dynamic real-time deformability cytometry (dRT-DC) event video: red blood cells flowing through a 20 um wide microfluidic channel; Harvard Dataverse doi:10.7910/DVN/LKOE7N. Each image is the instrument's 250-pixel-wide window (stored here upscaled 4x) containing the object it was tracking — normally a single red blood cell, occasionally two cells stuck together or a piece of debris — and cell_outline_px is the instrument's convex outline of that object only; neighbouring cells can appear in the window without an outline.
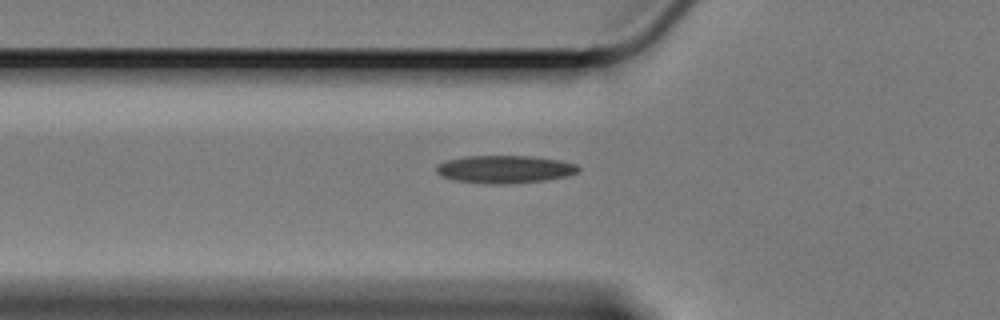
{"species": "Egyptian fruit bat (a non-hibernating species)", "species_latin": "Rousettus aegyptiacus", "temperature_condition": "cold", "stored_images_in_passage": 37, "camera_frame_rate_fps": 3000, "um_per_image_px": 0.085, "animal": {"sex": "female"}, "frame": {"image": 1, "passage_image": 2, "time_ms": 0.333, "image_size_px": [1000, 320], "cell_outline_px": [[580, 172], [568, 176], [544, 180], [504, 184], [484, 184], [456, 180], [440, 176], [436, 172], [436, 164], [444, 160], [464, 156], [532, 156], [560, 160], [576, 164], [580, 168]], "centroid_in_image_um": [42.88, 14.38], "position_along_channel_um": 82.9, "area_um2": 23.24}}
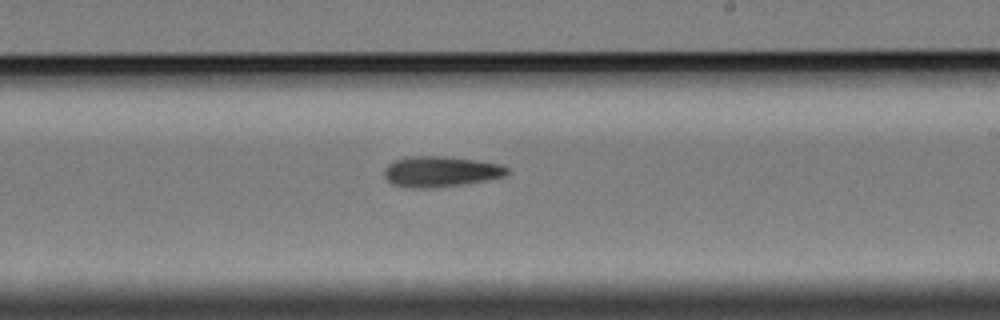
{"frame": {"image": 2, "passage_image": 17, "time_ms": 5.333, "image_size_px": [1000, 320], "cell_outline_px": [[508, 172], [504, 176], [484, 180], [460, 184], [432, 188], [412, 188], [392, 184], [384, 176], [384, 168], [388, 164], [396, 160], [412, 156], [444, 156], [476, 160], [504, 164], [508, 168]], "centroid_in_image_um": [37.45, 14.57], "position_along_channel_um": 251.6, "area_um2": 21.79}}
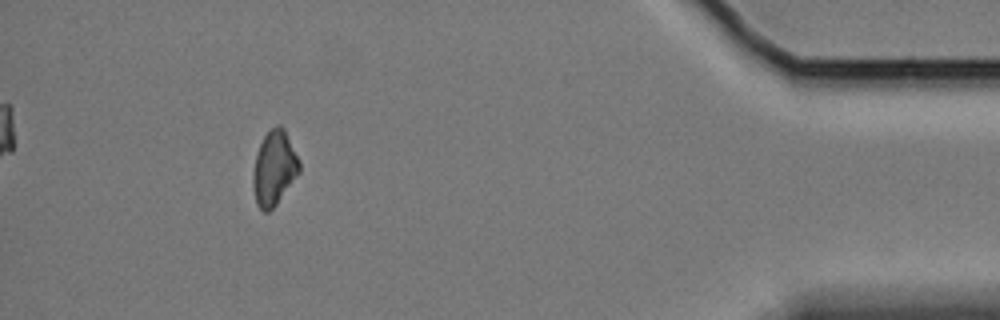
{"frame": {"image": 3, "passage_image": 36, "time_ms": 11.667, "image_size_px": [1000, 320], "cell_outline_px": [[300, 172], [276, 204], [268, 212], [264, 212], [256, 204], [252, 188], [252, 172], [256, 156], [260, 144], [264, 136], [276, 124], [280, 124], [284, 128], [300, 160]], "centroid_in_image_um": [23.3, 14.29], "position_along_channel_um": 411.9, "area_um2": 20.17}}